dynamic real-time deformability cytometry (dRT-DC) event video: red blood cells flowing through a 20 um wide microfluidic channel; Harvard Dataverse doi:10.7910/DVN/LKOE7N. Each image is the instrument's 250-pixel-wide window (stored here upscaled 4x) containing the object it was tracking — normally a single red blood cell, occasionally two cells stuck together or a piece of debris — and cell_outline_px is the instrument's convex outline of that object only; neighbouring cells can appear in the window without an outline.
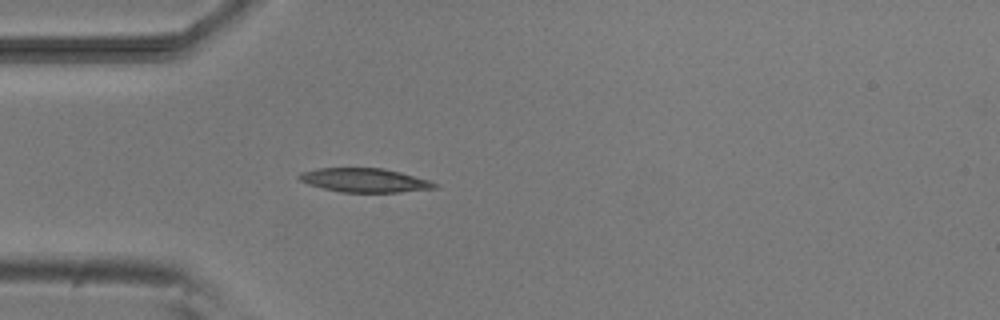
{"species": "common noctule bat (a hibernating species)", "species_latin": "Nyctalus noctula", "temperature_condition": "room temperature", "stored_images_in_passage": 4, "camera_frame_rate_fps": 3000, "um_per_image_px": 0.085, "animal": {"sex": "male", "body_mass_g": 20.5, "forearm_length_mm": 52.5}, "frame": {"image": 1, "passage_image": 4, "time_ms": 3.667, "image_size_px": [1000, 320], "cell_outline_px": [[440, 188], [400, 192], [340, 192], [308, 184], [300, 180], [296, 176], [300, 172], [316, 168], [384, 168], [400, 172], [428, 180], [440, 184]], "centroid_in_image_um": [31.01, 15.32], "position_along_channel_um": 54.0, "area_um2": 19.02}}